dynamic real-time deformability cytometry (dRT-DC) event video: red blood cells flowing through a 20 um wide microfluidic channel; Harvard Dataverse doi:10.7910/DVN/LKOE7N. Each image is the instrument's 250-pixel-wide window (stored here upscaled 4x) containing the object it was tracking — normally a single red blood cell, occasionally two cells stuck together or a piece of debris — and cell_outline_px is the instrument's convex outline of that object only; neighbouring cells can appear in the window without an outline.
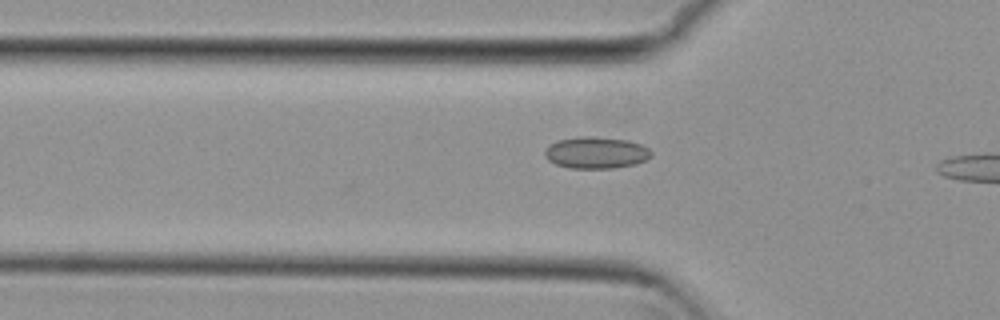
{"species": "common noctule bat (a hibernating species)", "species_latin": "Nyctalus noctula", "temperature_condition": "cold", "stored_images_in_passage": 3, "camera_frame_rate_fps": 3000, "um_per_image_px": 0.085, "animal": {"sex": "female", "body_mass_g": 29.2, "forearm_length_mm": 56.3}, "frame": {"image": 1, "passage_image": 3, "time_ms": 0.667, "image_size_px": [1000, 320], "cell_outline_px": [[652, 156], [636, 164], [612, 168], [568, 168], [556, 164], [548, 160], [544, 156], [544, 148], [548, 144], [556, 140], [580, 136], [596, 136], [628, 140], [640, 144], [648, 148], [652, 152]], "centroid_in_image_um": [50.62, 12.96], "position_along_channel_um": 75.2, "area_um2": 19.94}}